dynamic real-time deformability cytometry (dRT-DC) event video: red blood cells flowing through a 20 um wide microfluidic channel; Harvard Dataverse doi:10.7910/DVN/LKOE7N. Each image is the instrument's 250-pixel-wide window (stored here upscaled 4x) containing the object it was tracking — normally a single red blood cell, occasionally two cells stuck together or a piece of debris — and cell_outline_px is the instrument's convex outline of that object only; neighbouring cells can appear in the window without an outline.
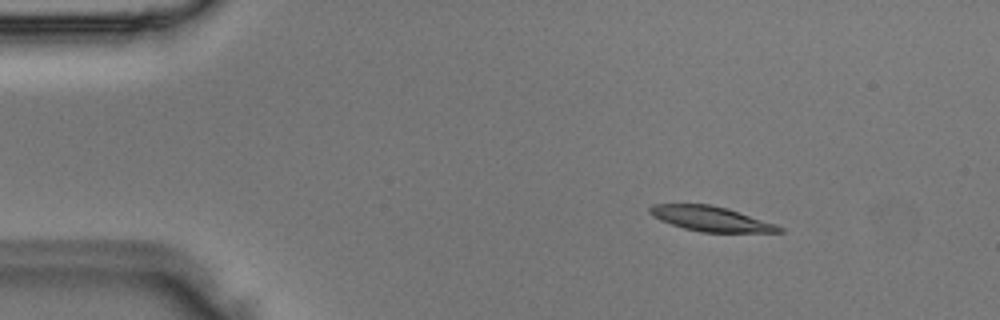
{"species": "Egyptian fruit bat (a non-hibernating species)", "species_latin": "Rousettus aegyptiacus", "temperature_condition": "room temperature", "stored_images_in_passage": 4, "camera_frame_rate_fps": 3000, "um_per_image_px": 0.085, "animal": {"sex": "male"}, "frame": {"image": 1, "passage_image": 2, "time_ms": 0.333, "image_size_px": [1000, 320], "cell_outline_px": [[784, 232], [700, 232], [684, 228], [660, 220], [652, 216], [648, 212], [648, 208], [652, 204], [708, 204], [728, 208], [776, 224], [784, 228]], "centroid_in_image_um": [60.42, 18.59], "position_along_channel_um": 24.6, "area_um2": 18.79}}